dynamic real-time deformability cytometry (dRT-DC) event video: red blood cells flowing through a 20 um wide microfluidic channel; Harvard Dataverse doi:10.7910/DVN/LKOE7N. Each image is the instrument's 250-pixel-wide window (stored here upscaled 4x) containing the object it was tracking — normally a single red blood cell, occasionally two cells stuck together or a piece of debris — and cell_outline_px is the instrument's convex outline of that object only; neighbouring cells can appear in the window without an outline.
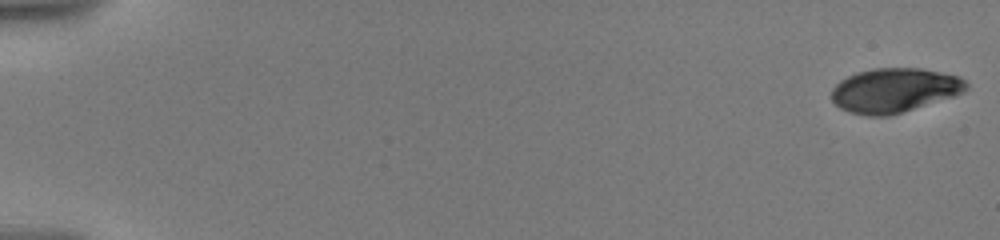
{"species": "human", "species_latin": "Homo sapiens", "temperature_condition": "warm", "stored_images_in_passage": 12, "camera_frame_rate_fps": 3000, "um_per_image_px": 0.085, "donor": {"sex": "male"}, "frame": {"image": 1, "passage_image": 1, "time_ms": 0.0, "image_size_px": [1000, 240], "cell_outline_px": [[968, 88], [964, 92], [952, 96], [888, 116], [868, 116], [852, 112], [840, 108], [832, 100], [832, 88], [840, 80], [856, 72], [872, 68], [920, 68], [960, 76], [968, 84]], "centroid_in_image_um": [76.01, 7.66], "position_along_channel_um": 9.0, "area_um2": 34.51}}
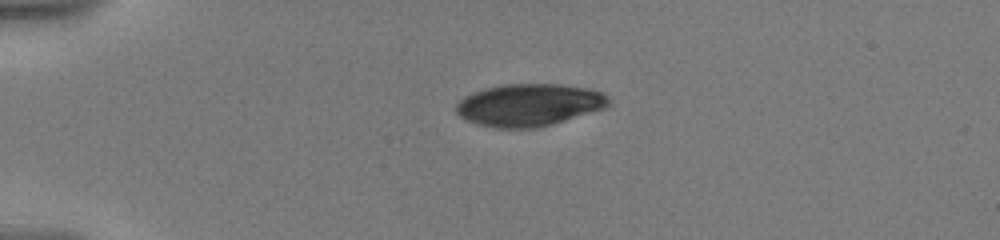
{"frame": {"image": 2, "passage_image": 7, "time_ms": 4.667, "image_size_px": [1000, 240], "cell_outline_px": [[612, 100], [604, 108], [540, 128], [496, 128], [480, 124], [468, 120], [460, 116], [456, 112], [456, 104], [464, 96], [472, 92], [484, 88], [504, 84], [560, 84], [584, 88], [600, 92], [608, 96]], "centroid_in_image_um": [44.96, 8.92], "position_along_channel_um": 40.0, "area_um2": 37.51}}
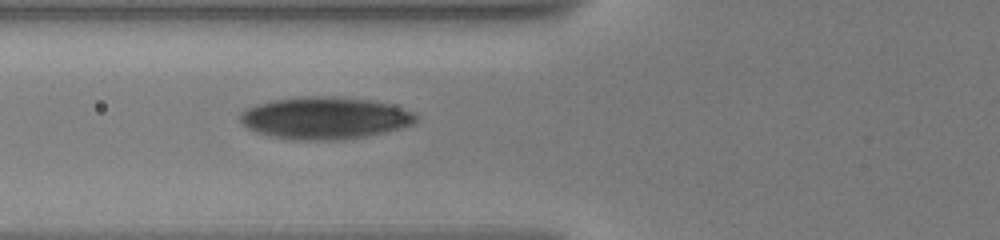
{"frame": {"image": 3, "passage_image": 12, "time_ms": 7.667, "image_size_px": [1000, 240], "cell_outline_px": [[416, 120], [412, 124], [400, 128], [384, 132], [344, 140], [292, 140], [272, 136], [256, 132], [248, 128], [240, 120], [240, 112], [256, 104], [272, 100], [304, 96], [332, 96], [372, 100], [388, 104], [412, 112], [416, 116]], "centroid_in_image_um": [27.57, 10.03], "position_along_channel_um": 98.2, "area_um2": 43.0}}